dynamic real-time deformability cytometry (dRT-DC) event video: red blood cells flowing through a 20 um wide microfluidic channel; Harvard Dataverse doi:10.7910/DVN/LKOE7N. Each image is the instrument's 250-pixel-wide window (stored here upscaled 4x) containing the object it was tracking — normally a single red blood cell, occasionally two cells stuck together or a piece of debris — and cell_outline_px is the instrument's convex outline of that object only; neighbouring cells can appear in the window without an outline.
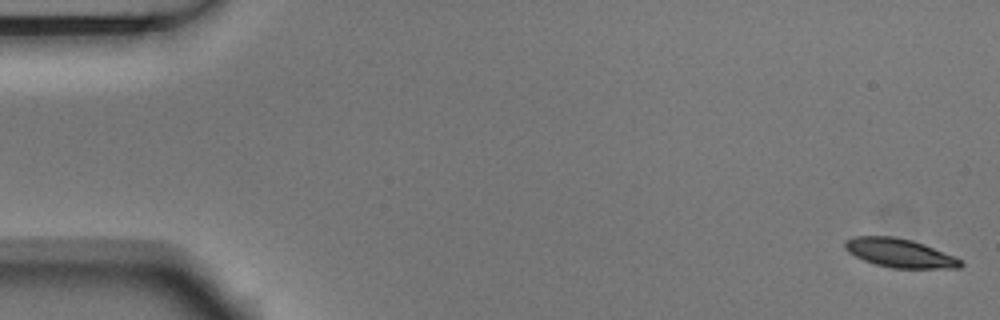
{"species": "Egyptian fruit bat (a non-hibernating species)", "species_latin": "Rousettus aegyptiacus", "temperature_condition": "room temperature", "stored_images_in_passage": 4, "camera_frame_rate_fps": 3000, "um_per_image_px": 0.085, "animal": {"sex": "male"}, "frame": {"image": 1, "passage_image": 1, "time_ms": 0.0, "image_size_px": [1000, 320], "cell_outline_px": [[964, 264], [960, 268], [892, 268], [876, 264], [864, 260], [848, 252], [844, 248], [844, 244], [848, 240], [856, 236], [892, 236], [912, 240], [924, 244], [956, 256]], "centroid_in_image_um": [76.51, 21.51], "position_along_channel_um": 8.5, "area_um2": 19.31}}
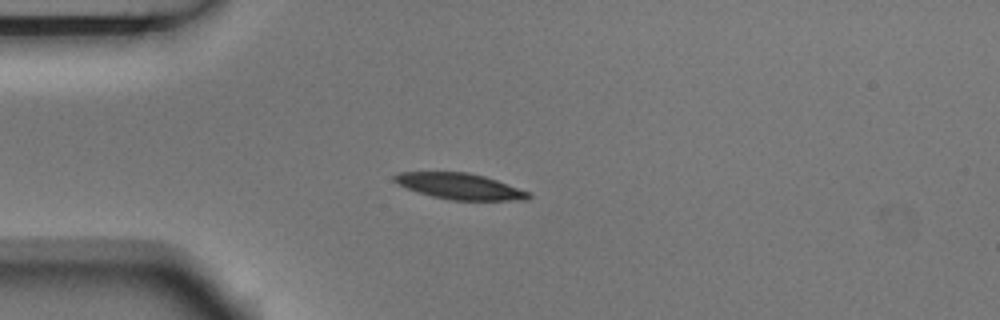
{"frame": {"image": 2, "passage_image": 4, "time_ms": 1.0, "image_size_px": [1000, 320], "cell_outline_px": [[532, 196], [528, 200], [452, 200], [432, 196], [416, 192], [392, 180], [392, 176], [396, 172], [468, 172], [484, 176], [532, 192]], "centroid_in_image_um": [39.11, 15.83], "position_along_channel_um": 45.9, "area_um2": 20.4}}